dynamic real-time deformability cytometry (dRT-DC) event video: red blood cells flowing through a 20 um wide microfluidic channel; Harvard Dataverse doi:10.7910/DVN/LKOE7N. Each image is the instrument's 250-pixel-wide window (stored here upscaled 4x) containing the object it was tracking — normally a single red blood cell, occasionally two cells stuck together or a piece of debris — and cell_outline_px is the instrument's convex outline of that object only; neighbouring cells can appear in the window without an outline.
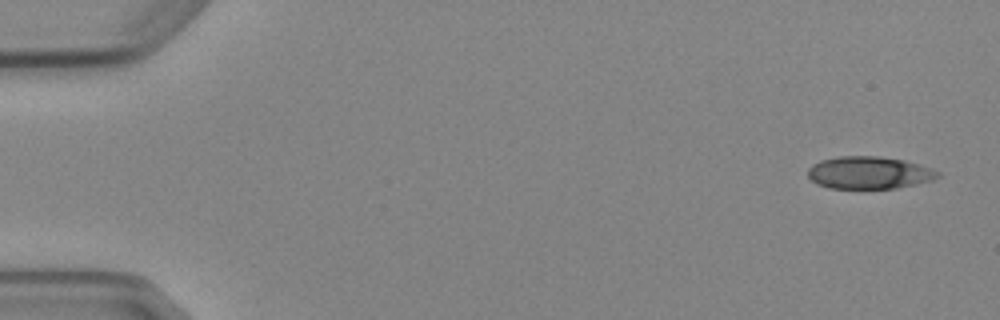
{"species": "Egyptian fruit bat (a non-hibernating species)", "species_latin": "Rousettus aegyptiacus", "temperature_condition": "cold", "stored_images_in_passage": 5, "camera_frame_rate_fps": 3000, "um_per_image_px": 0.085, "animal": {"sex": "female"}, "frame": {"image": 1, "passage_image": 1, "time_ms": 0.0, "image_size_px": [1000, 320], "cell_outline_px": [[940, 176], [932, 180], [896, 188], [828, 188], [816, 184], [808, 176], [808, 168], [812, 164], [820, 160], [836, 156], [880, 156], [904, 160], [920, 164], [932, 168], [940, 172]], "centroid_in_image_um": [73.86, 14.67], "position_along_channel_um": 11.1, "area_um2": 24.68}}
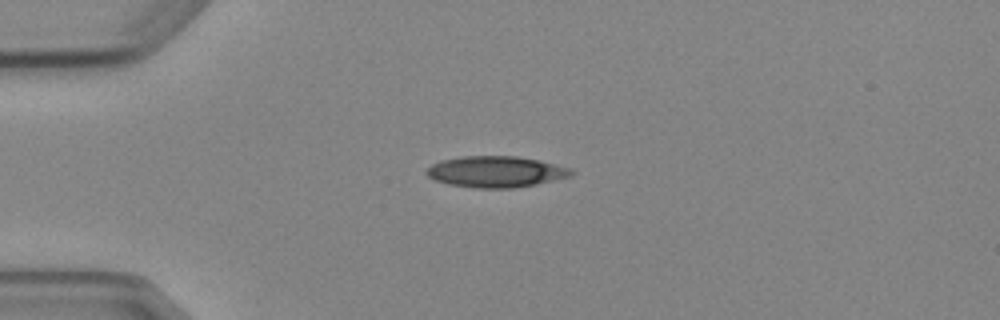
{"frame": {"image": 2, "passage_image": 4, "time_ms": 3.667, "image_size_px": [1000, 320], "cell_outline_px": [[576, 172], [572, 176], [536, 184], [512, 188], [476, 188], [448, 184], [436, 180], [428, 176], [424, 172], [432, 164], [440, 160], [464, 156], [516, 156], [540, 160], [572, 168]], "centroid_in_image_um": [42.18, 14.59], "position_along_channel_um": 42.8, "area_um2": 26.41}}